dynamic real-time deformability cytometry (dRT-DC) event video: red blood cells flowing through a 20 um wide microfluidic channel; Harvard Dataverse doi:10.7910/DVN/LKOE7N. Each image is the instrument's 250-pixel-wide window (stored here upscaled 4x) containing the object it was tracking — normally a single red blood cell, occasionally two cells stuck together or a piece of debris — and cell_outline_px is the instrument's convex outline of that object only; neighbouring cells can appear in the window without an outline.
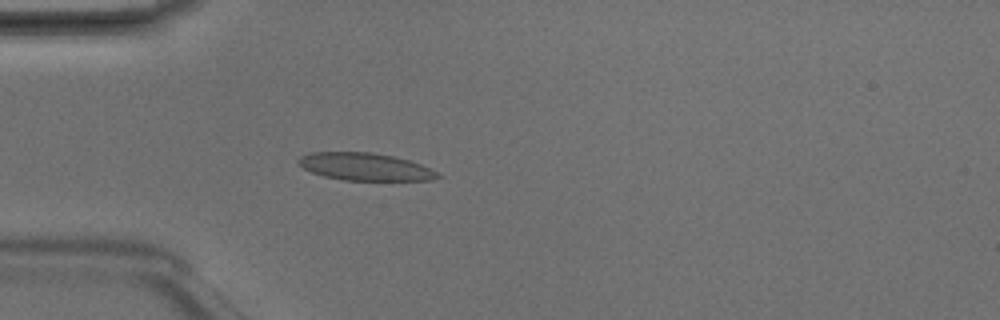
{"species": "Egyptian fruit bat (a non-hibernating species)", "species_latin": "Rousettus aegyptiacus", "temperature_condition": "room temperature", "stored_images_in_passage": 4, "camera_frame_rate_fps": 3000, "um_per_image_px": 0.085, "animal": {"sex": "male"}, "frame": {"image": 1, "passage_image": 4, "time_ms": 1.0, "image_size_px": [1000, 320], "cell_outline_px": [[440, 176], [432, 180], [344, 180], [324, 176], [312, 172], [304, 168], [296, 160], [300, 156], [312, 152], [372, 152], [392, 156], [408, 160], [420, 164], [436, 172]], "centroid_in_image_um": [30.99, 14.17], "position_along_channel_um": 54.0, "area_um2": 22.02}}